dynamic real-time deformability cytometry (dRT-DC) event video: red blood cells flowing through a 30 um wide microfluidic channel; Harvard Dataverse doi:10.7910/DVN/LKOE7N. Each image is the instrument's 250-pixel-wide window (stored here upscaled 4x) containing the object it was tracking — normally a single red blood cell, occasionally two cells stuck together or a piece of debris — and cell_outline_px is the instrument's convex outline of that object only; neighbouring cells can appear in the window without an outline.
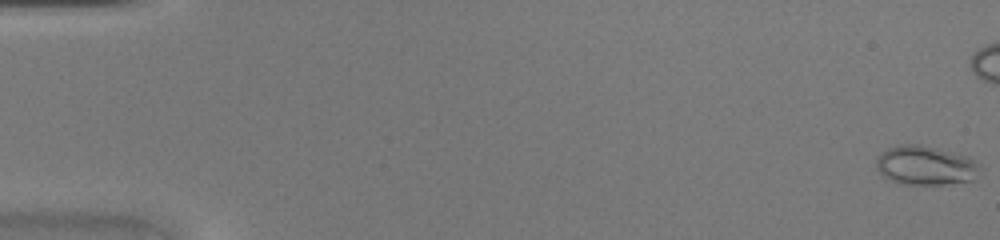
{"species": "common noctule bat (a hibernating species)", "species_latin": "Nyctalus noctula", "temperature_condition": "warm", "stored_images_in_passage": 39, "camera_frame_rate_fps": 3000, "um_per_image_px": 0.085, "animal": {"sex": "female", "body_mass_g": 20.0, "forearm_length_mm": 54.0}, "frame": {"image": 1, "passage_image": 1, "time_ms": 0.0, "image_size_px": [1000, 240], "cell_outline_px": [[984, 168], [972, 180], [944, 184], [900, 184], [884, 176], [876, 168], [876, 160], [888, 148], [900, 144], [920, 144], [968, 156], [976, 160]], "centroid_in_image_um": [78.72, 14.06], "position_along_channel_um": 6.3, "area_um2": 23.7}}
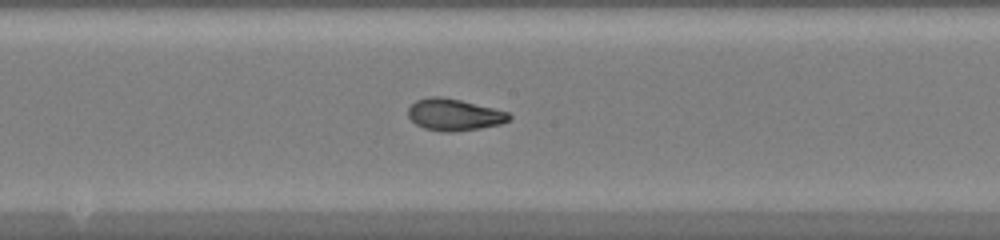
{"frame": {"image": 2, "passage_image": 26, "time_ms": 8.333, "image_size_px": [1000, 240], "cell_outline_px": [[512, 116], [508, 120], [500, 124], [480, 128], [452, 132], [440, 132], [424, 128], [416, 124], [408, 116], [408, 108], [416, 100], [428, 96], [440, 96], [460, 100], [508, 112]], "centroid_in_image_um": [38.57, 9.75], "position_along_channel_um": 209.6, "area_um2": 18.61}}
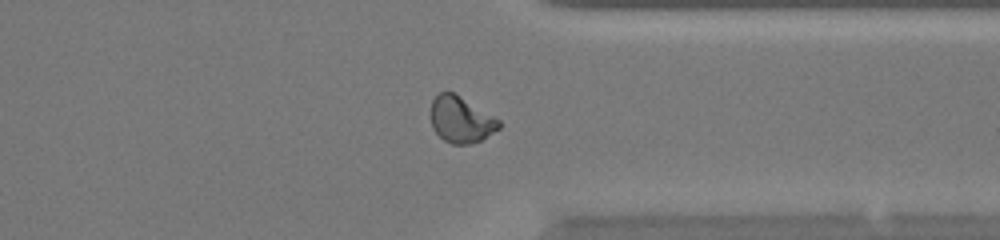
{"frame": {"image": 3, "passage_image": 37, "time_ms": 12.0, "image_size_px": [1000, 240], "cell_outline_px": [[500, 128], [480, 140], [468, 144], [452, 144], [444, 140], [432, 128], [428, 112], [432, 100], [440, 92], [452, 92], [500, 120]], "centroid_in_image_um": [39.12, 10.17], "position_along_channel_um": 372.3, "area_um2": 18.26}}